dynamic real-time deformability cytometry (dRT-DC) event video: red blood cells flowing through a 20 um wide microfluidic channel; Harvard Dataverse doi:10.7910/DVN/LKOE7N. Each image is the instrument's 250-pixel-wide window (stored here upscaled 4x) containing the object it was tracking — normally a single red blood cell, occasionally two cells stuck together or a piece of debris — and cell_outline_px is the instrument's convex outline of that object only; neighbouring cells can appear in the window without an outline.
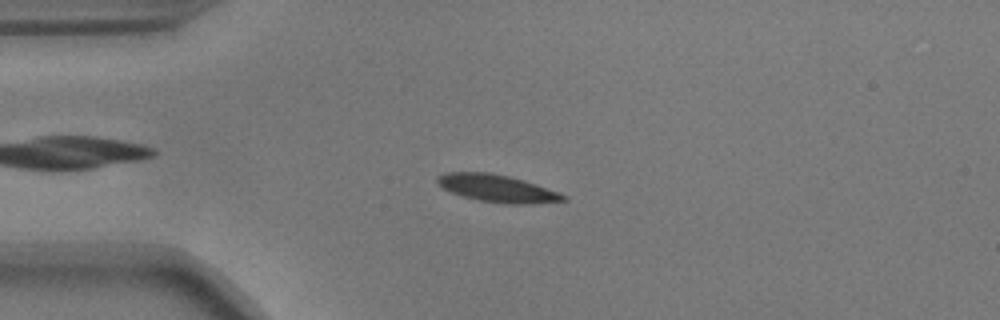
{"species": "common noctule bat (a hibernating species)", "species_latin": "Nyctalus noctula", "temperature_condition": "warm", "stored_images_in_passage": 43, "camera_frame_rate_fps": 3000, "um_per_image_px": 0.085, "animal": {"sex": "male", "body_mass_g": 17.9}, "frame": {"image": 1, "passage_image": 1, "time_ms": 0.0, "image_size_px": [1000, 320], "cell_outline_px": [[568, 200], [532, 204], [504, 204], [480, 200], [460, 196], [444, 188], [436, 180], [436, 176], [444, 172], [488, 172], [508, 176], [524, 180], [536, 184], [568, 196]], "centroid_in_image_um": [42.27, 16.01], "position_along_channel_um": 42.7, "area_um2": 20.11}}
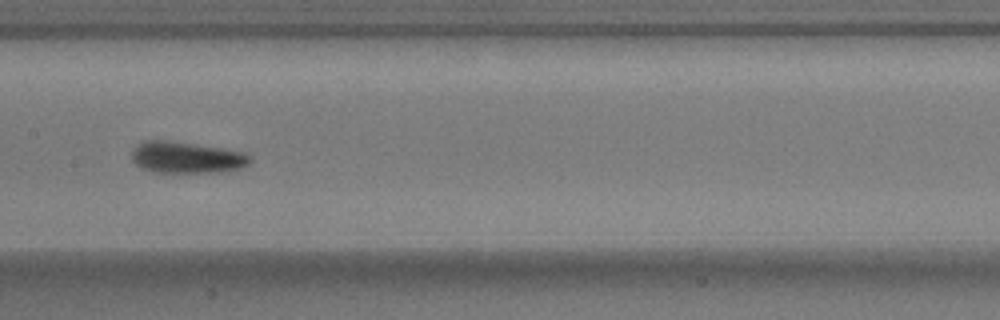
{"frame": {"image": 2, "passage_image": 15, "time_ms": 4.667, "image_size_px": [1000, 320], "cell_outline_px": [[252, 160], [248, 164], [240, 168], [220, 172], [152, 172], [140, 168], [132, 160], [132, 148], [136, 144], [144, 140], [164, 140], [220, 148], [244, 152], [252, 156]], "centroid_in_image_um": [15.82, 13.38], "position_along_channel_um": 191.6, "area_um2": 21.73}}
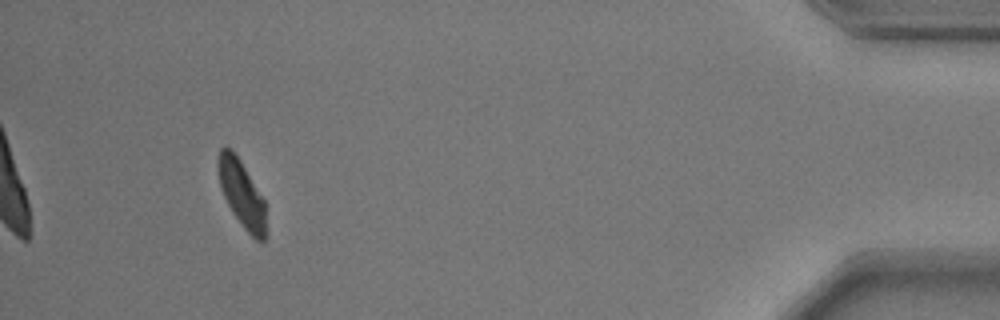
{"frame": {"image": 3, "passage_image": 39, "time_ms": 12.667, "image_size_px": [1000, 320], "cell_outline_px": [[264, 240], [260, 244], [244, 228], [232, 212], [220, 188], [216, 168], [216, 160], [220, 148], [228, 148], [240, 160], [264, 200]], "centroid_in_image_um": [20.49, 16.45], "position_along_channel_um": 414.7, "area_um2": 18.26}, "authors_computed_cell_mechanics": {"area_um2": 20.519, "velocity_mm_per_s": 3.6281, "shape_relaxation_time_tau1_ms": 2.6849, "shape_relaxation_time_tau2_ms": 2.0777, "deformation_change_tau1": 0.1332, "deformation_change_tau2": 0.0846}}